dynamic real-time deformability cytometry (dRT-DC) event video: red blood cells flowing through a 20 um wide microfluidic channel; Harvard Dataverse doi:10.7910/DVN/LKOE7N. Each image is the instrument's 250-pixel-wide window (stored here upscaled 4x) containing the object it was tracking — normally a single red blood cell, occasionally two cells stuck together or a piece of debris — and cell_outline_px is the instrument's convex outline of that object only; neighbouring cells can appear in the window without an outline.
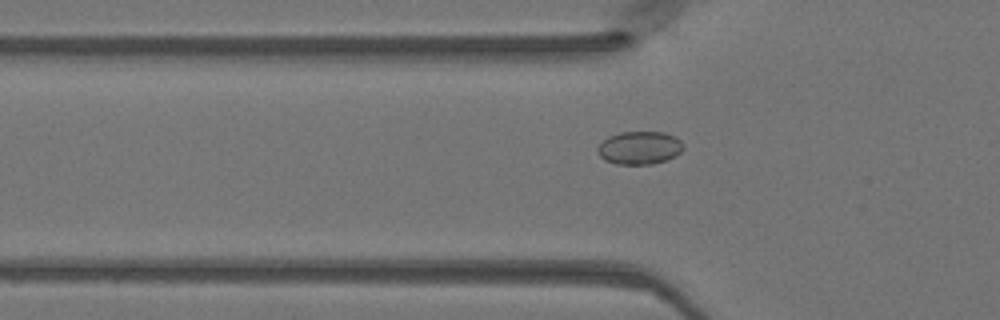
{"species": "Egyptian fruit bat (a non-hibernating species)", "species_latin": "Rousettus aegyptiacus", "temperature_condition": "warm", "stored_images_in_passage": 28, "camera_frame_rate_fps": 3000, "um_per_image_px": 0.085, "animal": {"sex": "female"}, "frame": {"image": 1, "passage_image": 8, "time_ms": 2.333, "image_size_px": [1000, 320], "cell_outline_px": [[684, 148], [676, 156], [652, 164], [616, 164], [604, 160], [600, 156], [596, 148], [608, 136], [620, 132], [664, 132], [676, 136], [684, 144]], "centroid_in_image_um": [54.37, 12.56], "position_along_channel_um": 71.4, "area_um2": 16.59}}
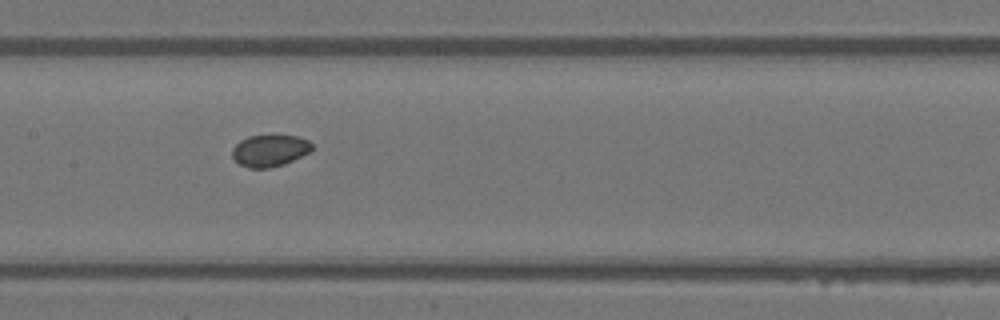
{"frame": {"image": 2, "passage_image": 16, "time_ms": 5.0, "image_size_px": [1000, 320], "cell_outline_px": [[312, 148], [308, 152], [284, 164], [268, 168], [248, 168], [240, 164], [232, 156], [232, 148], [240, 140], [248, 136], [272, 132], [296, 136], [308, 140], [312, 144]], "centroid_in_image_um": [22.9, 12.74], "position_along_channel_um": 184.5, "area_um2": 15.2}}
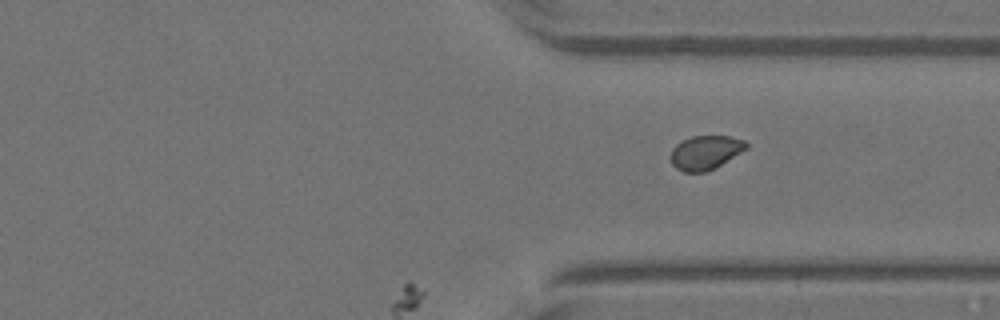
{"frame": {"image": 3, "passage_image": 28, "time_ms": 9.0, "image_size_px": [1000, 320], "cell_outline_px": [[748, 148], [716, 168], [704, 172], [684, 172], [676, 168], [672, 164], [668, 156], [672, 148], [676, 144], [692, 136], [728, 136], [744, 140], [748, 144]], "centroid_in_image_um": [59.94, 12.97], "position_along_channel_um": 351.5, "area_um2": 15.14}}